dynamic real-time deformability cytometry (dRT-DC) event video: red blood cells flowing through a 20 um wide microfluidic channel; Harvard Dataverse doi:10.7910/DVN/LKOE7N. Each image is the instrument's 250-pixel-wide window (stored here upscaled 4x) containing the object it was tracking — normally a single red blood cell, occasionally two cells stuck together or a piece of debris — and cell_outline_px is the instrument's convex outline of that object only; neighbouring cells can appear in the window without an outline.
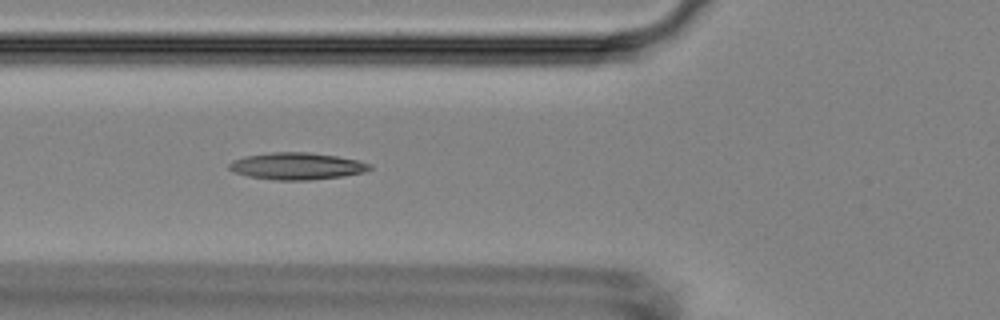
{"species": "Egyptian fruit bat (a non-hibernating species)", "species_latin": "Rousettus aegyptiacus", "temperature_condition": "room temperature", "stored_images_in_passage": 30, "camera_frame_rate_fps": 3000, "um_per_image_px": 0.085, "animal": {"sex": "female"}, "frame": {"image": 1, "passage_image": 7, "time_ms": 2.0, "image_size_px": [1000, 320], "cell_outline_px": [[372, 168], [364, 172], [340, 176], [308, 180], [276, 180], [248, 176], [236, 172], [228, 168], [228, 164], [232, 160], [244, 156], [272, 152], [308, 152], [336, 156], [356, 160], [372, 164]], "centroid_in_image_um": [25.21, 14.11], "position_along_channel_um": 100.6, "area_um2": 21.91}}
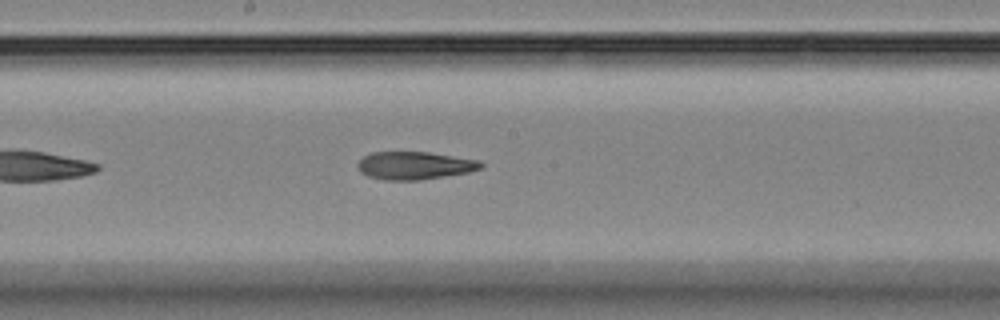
{"frame": {"image": 2, "passage_image": 16, "time_ms": 5.0, "image_size_px": [1000, 320], "cell_outline_px": [[484, 168], [468, 172], [420, 180], [384, 180], [368, 176], [360, 172], [356, 164], [364, 156], [372, 152], [428, 152], [480, 160], [484, 164]], "centroid_in_image_um": [35.25, 14.07], "position_along_channel_um": 212.9, "area_um2": 20.06}}
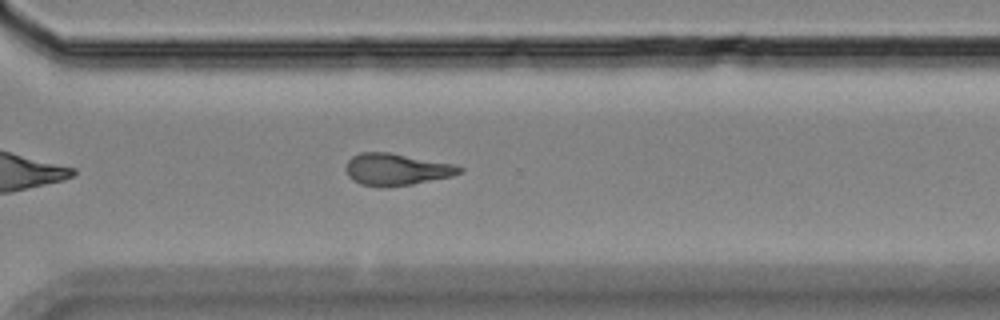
{"frame": {"image": 3, "passage_image": 26, "time_ms": 8.333, "image_size_px": [1000, 320], "cell_outline_px": [[464, 172], [452, 176], [412, 184], [388, 188], [380, 188], [360, 184], [352, 180], [348, 176], [344, 168], [348, 160], [352, 156], [360, 152], [388, 152], [452, 164], [464, 168]], "centroid_in_image_um": [33.65, 14.42], "position_along_channel_um": 336.9, "area_um2": 21.33}, "authors_computed_cell_mechanics": {"area_um2": 20.5479, "velocity_mm_per_s": 3.7205, "shape_relaxation_time_tau1_ms": null, "shape_relaxation_time_tau2_ms": 8.2124, "deformation_change_tau1": null, "deformation_change_tau2": 0.225}}